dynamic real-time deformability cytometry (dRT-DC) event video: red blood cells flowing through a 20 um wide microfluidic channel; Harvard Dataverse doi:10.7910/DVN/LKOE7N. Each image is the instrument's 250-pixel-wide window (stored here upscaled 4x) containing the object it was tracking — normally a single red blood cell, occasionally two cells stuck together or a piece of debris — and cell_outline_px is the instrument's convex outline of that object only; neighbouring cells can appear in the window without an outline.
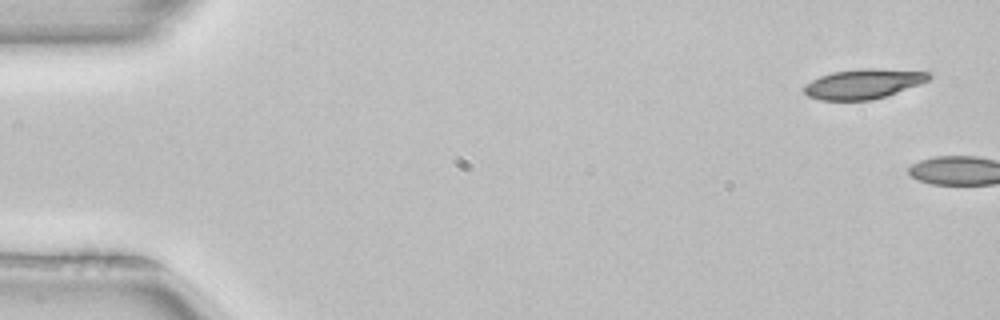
{"species": "common noctule bat (a hibernating species)", "species_latin": "Nyctalus noctula", "temperature_condition": "room temperature", "stored_images_in_passage": 4, "camera_frame_rate_fps": 3000, "um_per_image_px": 0.085, "animal": {"sex": "female", "body_mass_g": 22.7, "forearm_length_mm": 54.2}, "frame": {"image": 1, "passage_image": 4, "time_ms": 1.0, "image_size_px": [1000, 320], "cell_outline_px": [[932, 76], [928, 80], [920, 84], [872, 100], [820, 100], [808, 96], [804, 92], [804, 84], [820, 76], [832, 72], [860, 68], [876, 68], [932, 72]], "centroid_in_image_um": [73.38, 7.11], "position_along_channel_um": 11.6, "area_um2": 21.68}}